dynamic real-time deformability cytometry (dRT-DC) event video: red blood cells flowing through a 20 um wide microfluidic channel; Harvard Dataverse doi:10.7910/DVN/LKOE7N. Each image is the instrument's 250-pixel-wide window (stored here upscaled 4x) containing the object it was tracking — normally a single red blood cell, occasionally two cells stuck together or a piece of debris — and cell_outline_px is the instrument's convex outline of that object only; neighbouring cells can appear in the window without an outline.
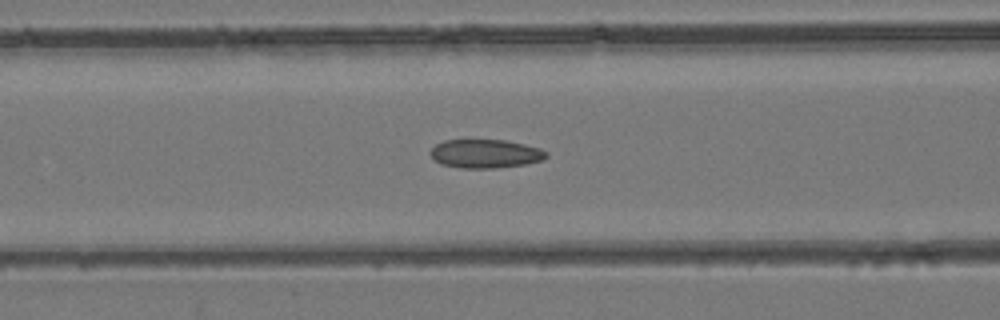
{"species": "common noctule bat (a hibernating species)", "species_latin": "Nyctalus noctula", "temperature_condition": "room temperature", "stored_images_in_passage": 42, "camera_frame_rate_fps": 3000, "um_per_image_px": 0.085, "animal": {"sex": "female", "body_mass_g": 24.6, "forearm_length_mm": 56.2}, "frame": {"image": 1, "passage_image": 20, "time_ms": 6.333, "image_size_px": [1000, 320], "cell_outline_px": [[548, 156], [544, 160], [524, 164], [496, 168], [460, 168], [440, 164], [428, 152], [436, 144], [444, 140], [504, 140], [524, 144], [540, 148], [548, 152]], "centroid_in_image_um": [41.27, 13.06], "position_along_channel_um": 125.3, "area_um2": 19.42}}
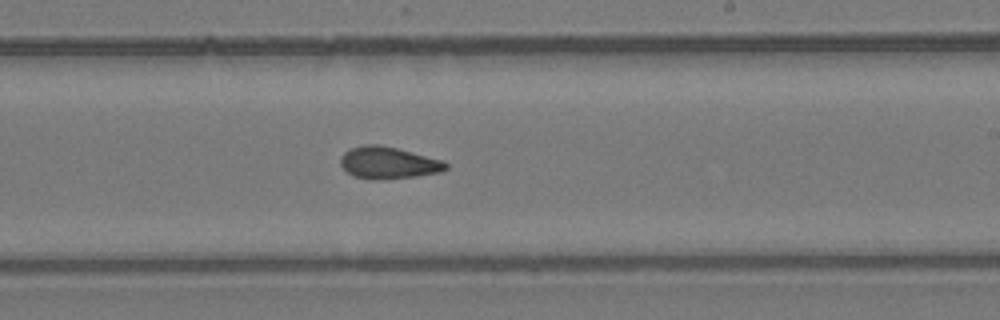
{"frame": {"image": 2, "passage_image": 29, "time_ms": 9.333, "image_size_px": [1000, 320], "cell_outline_px": [[448, 168], [440, 172], [416, 176], [372, 180], [352, 176], [340, 164], [340, 160], [344, 152], [352, 148], [364, 144], [380, 144], [444, 160], [448, 164]], "centroid_in_image_um": [33.01, 13.83], "position_along_channel_um": 256.0, "area_um2": 19.59}}
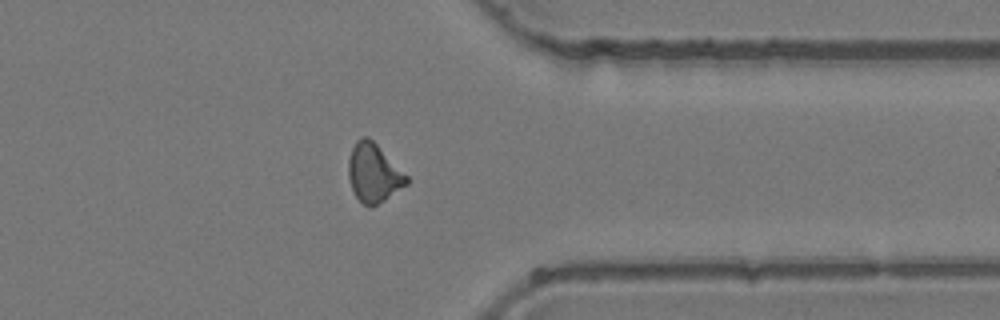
{"frame": {"image": 3, "passage_image": 38, "time_ms": 12.333, "image_size_px": [1000, 320], "cell_outline_px": [[408, 184], [372, 208], [368, 208], [356, 196], [352, 188], [348, 176], [348, 160], [352, 148], [356, 140], [360, 136], [368, 136], [408, 176]], "centroid_in_image_um": [31.75, 14.71], "position_along_channel_um": 379.7, "area_um2": 19.77}}